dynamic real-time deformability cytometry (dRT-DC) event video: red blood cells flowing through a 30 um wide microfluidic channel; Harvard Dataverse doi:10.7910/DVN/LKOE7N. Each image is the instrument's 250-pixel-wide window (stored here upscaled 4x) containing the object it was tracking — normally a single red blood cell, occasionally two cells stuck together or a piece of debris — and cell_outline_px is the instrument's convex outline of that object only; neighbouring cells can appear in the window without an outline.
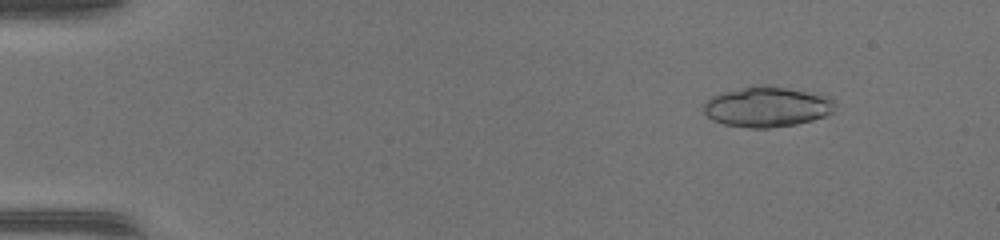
{"species": "common noctule bat (a hibernating species)", "species_latin": "Nyctalus noctula", "temperature_condition": "warm", "stored_images_in_passage": 41, "camera_frame_rate_fps": 3000, "um_per_image_px": 0.085, "animal": {"sex": "female", "body_mass_g": 17.0, "forearm_length_mm": 48.0}, "frame": {"image": 1, "passage_image": 6, "time_ms": 1.667, "image_size_px": [1000, 240], "cell_outline_px": [[836, 104], [832, 112], [824, 116], [812, 120], [796, 124], [768, 128], [748, 128], [724, 124], [712, 120], [704, 112], [704, 104], [712, 96], [720, 92], [752, 84], [764, 84], [832, 96]], "centroid_in_image_um": [65.2, 9.06], "position_along_channel_um": 19.8, "area_um2": 31.21}}